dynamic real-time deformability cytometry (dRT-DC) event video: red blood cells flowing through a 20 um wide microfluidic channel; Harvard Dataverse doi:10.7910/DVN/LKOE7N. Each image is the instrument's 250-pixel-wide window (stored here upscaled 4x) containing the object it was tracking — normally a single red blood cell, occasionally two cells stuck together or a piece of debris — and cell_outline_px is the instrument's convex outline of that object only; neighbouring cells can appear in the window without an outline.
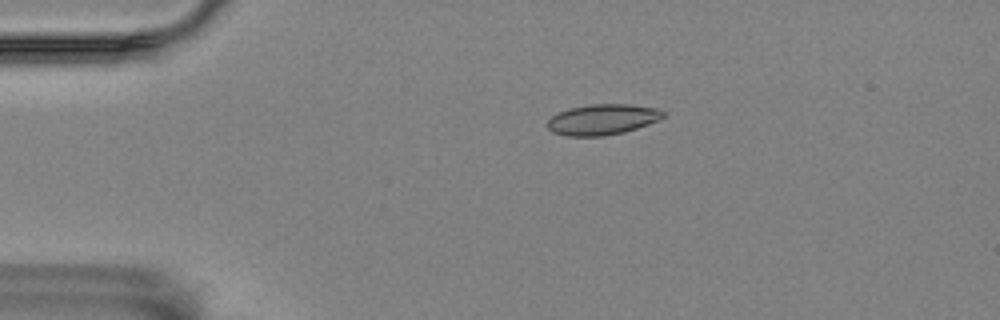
{"species": "Egyptian fruit bat (a non-hibernating species)", "species_latin": "Rousettus aegyptiacus", "temperature_condition": "room temperature", "stored_images_in_passage": 22, "camera_frame_rate_fps": 3000, "um_per_image_px": 0.085, "animal": {"sex": "female"}, "frame": {"image": 1, "passage_image": 3, "time_ms": 0.667, "image_size_px": [1000, 320], "cell_outline_px": [[664, 116], [648, 124], [624, 132], [604, 136], [564, 136], [552, 132], [548, 128], [548, 120], [552, 116], [568, 108], [588, 104], [628, 104], [660, 108], [664, 112]], "centroid_in_image_um": [51.19, 10.15], "position_along_channel_um": 33.8, "area_um2": 20.69}}
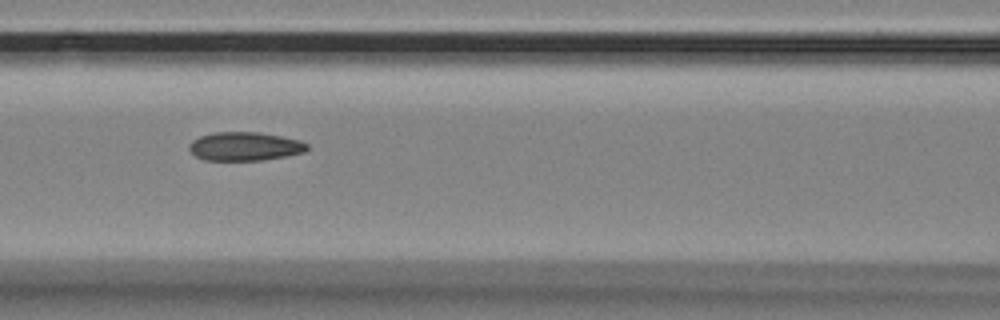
{"frame": {"image": 2, "passage_image": 16, "time_ms": 5.0, "image_size_px": [1000, 320], "cell_outline_px": [[308, 148], [304, 152], [264, 160], [204, 160], [196, 156], [188, 148], [188, 144], [192, 140], [200, 136], [216, 132], [256, 132], [280, 136], [300, 140], [308, 144]], "centroid_in_image_um": [20.79, 12.44], "position_along_channel_um": 145.8, "area_um2": 19.59}}
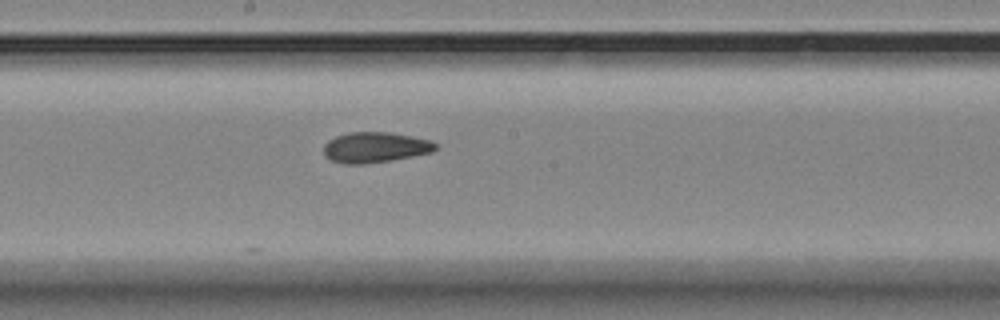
{"frame": {"image": 3, "passage_image": 22, "time_ms": 7.0, "image_size_px": [1000, 320], "cell_outline_px": [[436, 148], [432, 152], [412, 156], [364, 164], [344, 164], [332, 160], [324, 156], [324, 144], [328, 140], [336, 136], [348, 132], [388, 132], [428, 140], [436, 144]], "centroid_in_image_um": [31.82, 12.52], "position_along_channel_um": 216.4, "area_um2": 19.59}}